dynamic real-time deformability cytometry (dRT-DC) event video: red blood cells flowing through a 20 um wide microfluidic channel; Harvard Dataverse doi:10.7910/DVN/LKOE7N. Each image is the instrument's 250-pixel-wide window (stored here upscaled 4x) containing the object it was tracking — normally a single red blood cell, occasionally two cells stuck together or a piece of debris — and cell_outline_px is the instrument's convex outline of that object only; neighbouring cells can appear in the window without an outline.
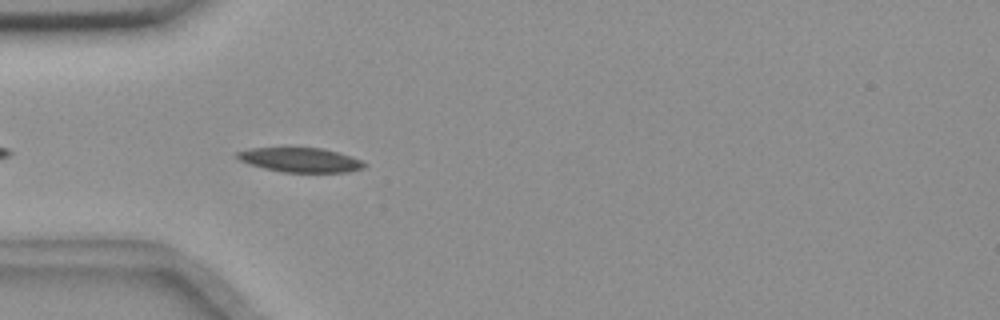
{"species": "common noctule bat (a hibernating species)", "species_latin": "Nyctalus noctula", "temperature_condition": "room temperature", "stored_images_in_passage": 25, "camera_frame_rate_fps": 3000, "um_per_image_px": 0.085, "animal": {"sex": "female", "body_mass_g": 18.4}, "frame": {"image": 1, "passage_image": 4, "time_ms": 1.0, "image_size_px": [1000, 320], "cell_outline_px": [[368, 164], [364, 168], [348, 172], [284, 172], [264, 168], [248, 164], [232, 156], [236, 152], [252, 148], [324, 148], [352, 156]], "centroid_in_image_um": [25.52, 13.59], "position_along_channel_um": 59.5, "area_um2": 18.21}}
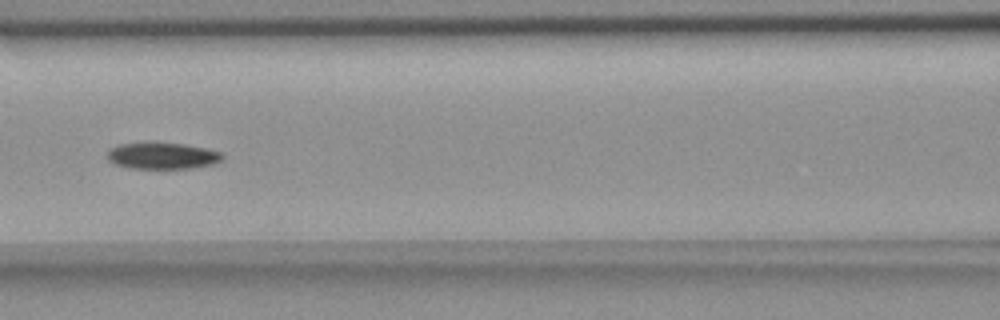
{"frame": {"image": 2, "passage_image": 12, "time_ms": 3.667, "image_size_px": [1000, 320], "cell_outline_px": [[224, 156], [220, 160], [212, 164], [192, 168], [128, 168], [116, 164], [108, 160], [108, 152], [112, 148], [120, 144], [152, 140], [184, 144], [204, 148], [220, 152]], "centroid_in_image_um": [13.76, 13.21], "position_along_channel_um": 152.8, "area_um2": 18.03}}
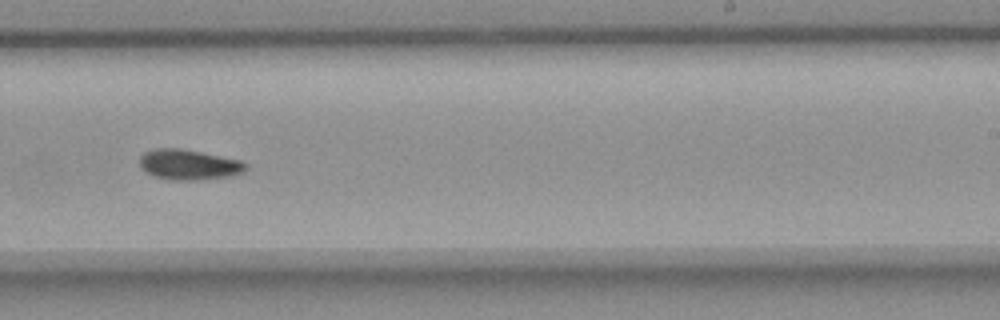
{"frame": {"image": 3, "passage_image": 22, "time_ms": 7.0, "image_size_px": [1000, 320], "cell_outline_px": [[248, 168], [244, 172], [228, 176], [200, 180], [168, 180], [152, 176], [144, 172], [140, 168], [140, 156], [144, 152], [156, 148], [180, 148], [240, 160]], "centroid_in_image_um": [15.98, 14.0], "position_along_channel_um": 273.0, "area_um2": 18.84}}